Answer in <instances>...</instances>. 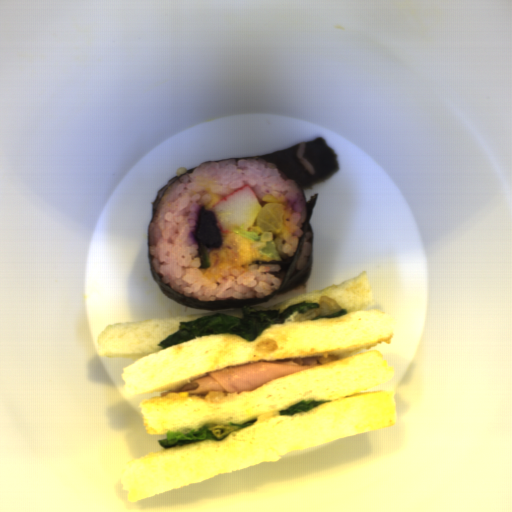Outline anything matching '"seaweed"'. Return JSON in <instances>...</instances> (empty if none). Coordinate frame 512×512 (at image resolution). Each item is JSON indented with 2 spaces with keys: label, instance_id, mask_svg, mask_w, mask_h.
<instances>
[{
  "label": "seaweed",
  "instance_id": "seaweed-1",
  "mask_svg": "<svg viewBox=\"0 0 512 512\" xmlns=\"http://www.w3.org/2000/svg\"><path fill=\"white\" fill-rule=\"evenodd\" d=\"M298 144L288 148L275 151L272 153L247 156L226 158L224 160H237V159H256L267 161L281 171H283L299 188L301 195L304 199L307 216L300 225L302 236L298 239L296 250L292 257L279 260L280 271L282 275V282L278 289L266 295L263 298H249V299H235V300H218V301H199L184 295L179 294L164 284L159 274L157 273L153 261L150 256V223L156 213L157 207L164 196L166 190L172 186L179 178L192 171L196 167L183 172L177 176H172L168 182L157 192L153 202H151V217L147 226V251L148 262L151 270L152 277L157 284L159 290L166 295L171 301L194 308L197 310H213V309H226V308H239L243 306H258L268 302L279 293L289 291L297 288L308 280L313 268L314 256V232L311 227L310 221L317 201V193L309 200H306L304 190L309 189L317 183L329 179L334 175L339 168V157L332 147L325 141L324 137H316L309 142H304L302 159L310 164L314 169V174H310L306 167L299 161L297 156ZM223 161V160H222ZM312 233V252L309 260L304 269L295 271L299 252L302 246L304 236L307 231Z\"/></svg>",
  "mask_w": 512,
  "mask_h": 512
}]
</instances>
